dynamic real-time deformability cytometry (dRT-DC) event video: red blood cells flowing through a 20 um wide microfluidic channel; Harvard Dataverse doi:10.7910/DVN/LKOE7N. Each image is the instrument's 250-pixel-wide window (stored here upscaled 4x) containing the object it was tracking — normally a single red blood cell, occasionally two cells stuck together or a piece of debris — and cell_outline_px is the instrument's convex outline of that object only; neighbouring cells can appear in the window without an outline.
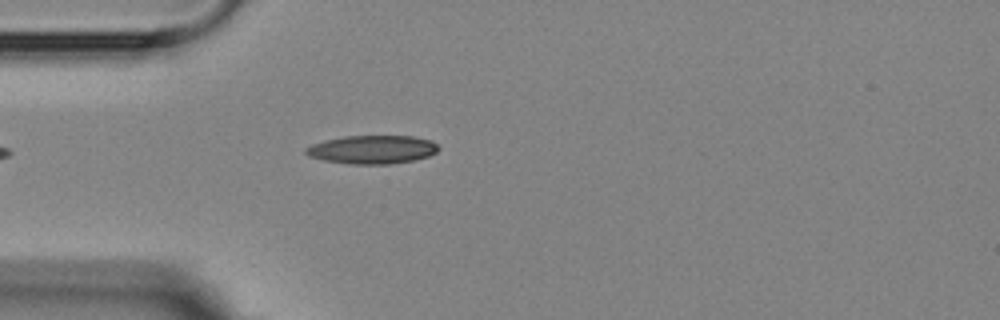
{"species": "Egyptian fruit bat (a non-hibernating species)", "species_latin": "Rousettus aegyptiacus", "temperature_condition": "room temperature", "stored_images_in_passage": 5, "camera_frame_rate_fps": 3000, "um_per_image_px": 0.085, "animal": {"sex": "female"}, "frame": {"image": 1, "passage_image": 5, "time_ms": 4.667, "image_size_px": [1000, 320], "cell_outline_px": [[440, 148], [436, 152], [428, 156], [412, 160], [388, 164], [348, 164], [324, 160], [308, 156], [304, 152], [304, 148], [312, 144], [324, 140], [344, 136], [412, 136], [432, 140]], "centroid_in_image_um": [31.61, 12.7], "position_along_channel_um": 53.4, "area_um2": 22.02}}